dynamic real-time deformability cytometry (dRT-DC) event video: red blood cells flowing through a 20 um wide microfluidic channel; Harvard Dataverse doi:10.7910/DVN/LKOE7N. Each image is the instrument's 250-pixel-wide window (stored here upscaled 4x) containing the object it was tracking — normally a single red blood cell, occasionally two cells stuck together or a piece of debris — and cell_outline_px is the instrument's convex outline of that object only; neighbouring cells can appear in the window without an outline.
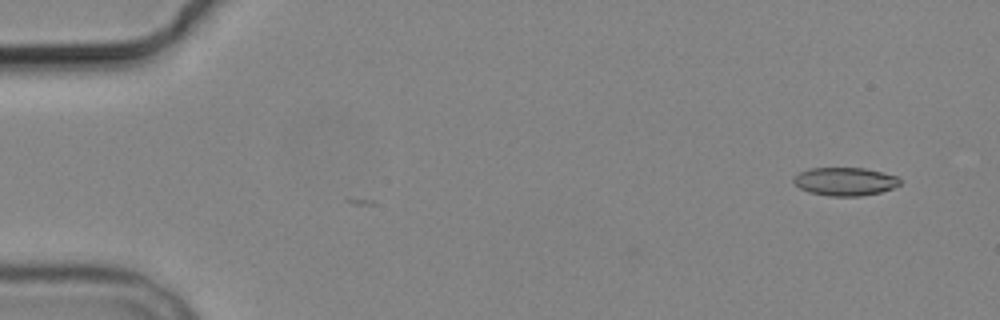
{"species": "common noctule bat (a hibernating species)", "species_latin": "Nyctalus noctula", "temperature_condition": "cold", "stored_images_in_passage": 5, "camera_frame_rate_fps": 3000, "um_per_image_px": 0.085, "animal": {"sex": "male", "body_mass_g": 19.2, "forearm_length_mm": 51.8}, "frame": {"image": 1, "passage_image": 1, "time_ms": 0.0, "image_size_px": [1000, 320], "cell_outline_px": [[900, 184], [892, 188], [880, 192], [860, 196], [828, 196], [808, 192], [800, 188], [792, 180], [800, 172], [808, 168], [864, 168], [896, 176], [900, 180]], "centroid_in_image_um": [71.8, 15.43], "position_along_channel_um": 13.2, "area_um2": 17.34}}